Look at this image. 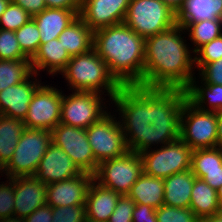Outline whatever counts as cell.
<instances>
[{"label":"cell","mask_w":222,"mask_h":222,"mask_svg":"<svg viewBox=\"0 0 222 222\" xmlns=\"http://www.w3.org/2000/svg\"><path fill=\"white\" fill-rule=\"evenodd\" d=\"M186 99L185 90L179 88L122 85L111 103L119 112L128 150L141 153L179 139L180 114Z\"/></svg>","instance_id":"1"},{"label":"cell","mask_w":222,"mask_h":222,"mask_svg":"<svg viewBox=\"0 0 222 222\" xmlns=\"http://www.w3.org/2000/svg\"><path fill=\"white\" fill-rule=\"evenodd\" d=\"M183 31L176 24L145 39L144 78L139 86L185 90L190 85L195 74V55L182 37Z\"/></svg>","instance_id":"2"},{"label":"cell","mask_w":222,"mask_h":222,"mask_svg":"<svg viewBox=\"0 0 222 222\" xmlns=\"http://www.w3.org/2000/svg\"><path fill=\"white\" fill-rule=\"evenodd\" d=\"M93 49L121 85H139L143 81L145 39L125 23L94 31Z\"/></svg>","instance_id":"3"},{"label":"cell","mask_w":222,"mask_h":222,"mask_svg":"<svg viewBox=\"0 0 222 222\" xmlns=\"http://www.w3.org/2000/svg\"><path fill=\"white\" fill-rule=\"evenodd\" d=\"M60 73L66 79L69 90L97 92L109 96L110 101L122 87L93 48L71 57Z\"/></svg>","instance_id":"4"},{"label":"cell","mask_w":222,"mask_h":222,"mask_svg":"<svg viewBox=\"0 0 222 222\" xmlns=\"http://www.w3.org/2000/svg\"><path fill=\"white\" fill-rule=\"evenodd\" d=\"M124 23L146 39L177 24L176 12L162 0H130Z\"/></svg>","instance_id":"5"},{"label":"cell","mask_w":222,"mask_h":222,"mask_svg":"<svg viewBox=\"0 0 222 222\" xmlns=\"http://www.w3.org/2000/svg\"><path fill=\"white\" fill-rule=\"evenodd\" d=\"M52 143V133L43 129L25 128L14 154L3 168L8 178L34 176L39 162Z\"/></svg>","instance_id":"6"},{"label":"cell","mask_w":222,"mask_h":222,"mask_svg":"<svg viewBox=\"0 0 222 222\" xmlns=\"http://www.w3.org/2000/svg\"><path fill=\"white\" fill-rule=\"evenodd\" d=\"M179 138L192 150L217 147V112L200 110L186 99L180 114Z\"/></svg>","instance_id":"7"},{"label":"cell","mask_w":222,"mask_h":222,"mask_svg":"<svg viewBox=\"0 0 222 222\" xmlns=\"http://www.w3.org/2000/svg\"><path fill=\"white\" fill-rule=\"evenodd\" d=\"M192 149L180 138L158 148L140 153L144 173L165 179L175 173L191 169Z\"/></svg>","instance_id":"8"},{"label":"cell","mask_w":222,"mask_h":222,"mask_svg":"<svg viewBox=\"0 0 222 222\" xmlns=\"http://www.w3.org/2000/svg\"><path fill=\"white\" fill-rule=\"evenodd\" d=\"M143 173L140 153L127 151L122 156L101 162L94 174V180L120 195H127Z\"/></svg>","instance_id":"9"},{"label":"cell","mask_w":222,"mask_h":222,"mask_svg":"<svg viewBox=\"0 0 222 222\" xmlns=\"http://www.w3.org/2000/svg\"><path fill=\"white\" fill-rule=\"evenodd\" d=\"M71 92L65 95L62 91L60 123L86 129L108 113L107 104L103 102L106 98L102 94L92 91Z\"/></svg>","instance_id":"10"},{"label":"cell","mask_w":222,"mask_h":222,"mask_svg":"<svg viewBox=\"0 0 222 222\" xmlns=\"http://www.w3.org/2000/svg\"><path fill=\"white\" fill-rule=\"evenodd\" d=\"M114 116L116 115L108 112L86 128L88 142L98 164L122 156L129 151L119 120L117 121Z\"/></svg>","instance_id":"11"},{"label":"cell","mask_w":222,"mask_h":222,"mask_svg":"<svg viewBox=\"0 0 222 222\" xmlns=\"http://www.w3.org/2000/svg\"><path fill=\"white\" fill-rule=\"evenodd\" d=\"M62 90L41 84L34 92L24 119L25 128L52 131L61 117Z\"/></svg>","instance_id":"12"},{"label":"cell","mask_w":222,"mask_h":222,"mask_svg":"<svg viewBox=\"0 0 222 222\" xmlns=\"http://www.w3.org/2000/svg\"><path fill=\"white\" fill-rule=\"evenodd\" d=\"M52 143L60 147L81 172L94 175L98 168L86 129L59 123L52 131Z\"/></svg>","instance_id":"13"},{"label":"cell","mask_w":222,"mask_h":222,"mask_svg":"<svg viewBox=\"0 0 222 222\" xmlns=\"http://www.w3.org/2000/svg\"><path fill=\"white\" fill-rule=\"evenodd\" d=\"M130 0H81L79 17L94 32L124 23Z\"/></svg>","instance_id":"14"},{"label":"cell","mask_w":222,"mask_h":222,"mask_svg":"<svg viewBox=\"0 0 222 222\" xmlns=\"http://www.w3.org/2000/svg\"><path fill=\"white\" fill-rule=\"evenodd\" d=\"M94 175L82 172L72 177L46 186V204L51 207L86 204L88 188Z\"/></svg>","instance_id":"15"},{"label":"cell","mask_w":222,"mask_h":222,"mask_svg":"<svg viewBox=\"0 0 222 222\" xmlns=\"http://www.w3.org/2000/svg\"><path fill=\"white\" fill-rule=\"evenodd\" d=\"M36 77L38 74L33 72L25 81L0 92V115L24 121L34 92L43 84Z\"/></svg>","instance_id":"16"},{"label":"cell","mask_w":222,"mask_h":222,"mask_svg":"<svg viewBox=\"0 0 222 222\" xmlns=\"http://www.w3.org/2000/svg\"><path fill=\"white\" fill-rule=\"evenodd\" d=\"M81 173L72 159L60 147L51 143L39 162L34 177L47 186L77 177Z\"/></svg>","instance_id":"17"},{"label":"cell","mask_w":222,"mask_h":222,"mask_svg":"<svg viewBox=\"0 0 222 222\" xmlns=\"http://www.w3.org/2000/svg\"><path fill=\"white\" fill-rule=\"evenodd\" d=\"M14 180V216L25 219L46 204V185L34 176H17Z\"/></svg>","instance_id":"18"},{"label":"cell","mask_w":222,"mask_h":222,"mask_svg":"<svg viewBox=\"0 0 222 222\" xmlns=\"http://www.w3.org/2000/svg\"><path fill=\"white\" fill-rule=\"evenodd\" d=\"M120 196L116 191L101 186L93 179L86 196V221L108 222Z\"/></svg>","instance_id":"19"},{"label":"cell","mask_w":222,"mask_h":222,"mask_svg":"<svg viewBox=\"0 0 222 222\" xmlns=\"http://www.w3.org/2000/svg\"><path fill=\"white\" fill-rule=\"evenodd\" d=\"M80 9L46 8L34 15L42 43L57 39L63 30L79 16Z\"/></svg>","instance_id":"20"},{"label":"cell","mask_w":222,"mask_h":222,"mask_svg":"<svg viewBox=\"0 0 222 222\" xmlns=\"http://www.w3.org/2000/svg\"><path fill=\"white\" fill-rule=\"evenodd\" d=\"M71 59L58 39L40 44L38 51L30 59L32 71L40 76L41 71L51 76L59 75ZM39 72V73H38Z\"/></svg>","instance_id":"21"},{"label":"cell","mask_w":222,"mask_h":222,"mask_svg":"<svg viewBox=\"0 0 222 222\" xmlns=\"http://www.w3.org/2000/svg\"><path fill=\"white\" fill-rule=\"evenodd\" d=\"M195 178L196 176L191 169L165 178L164 204L172 207L189 208Z\"/></svg>","instance_id":"22"},{"label":"cell","mask_w":222,"mask_h":222,"mask_svg":"<svg viewBox=\"0 0 222 222\" xmlns=\"http://www.w3.org/2000/svg\"><path fill=\"white\" fill-rule=\"evenodd\" d=\"M176 19L184 29L193 22L222 19V0H186Z\"/></svg>","instance_id":"23"},{"label":"cell","mask_w":222,"mask_h":222,"mask_svg":"<svg viewBox=\"0 0 222 222\" xmlns=\"http://www.w3.org/2000/svg\"><path fill=\"white\" fill-rule=\"evenodd\" d=\"M94 32L78 16L73 23L66 27L58 36V40L70 57L84 54L93 48Z\"/></svg>","instance_id":"24"},{"label":"cell","mask_w":222,"mask_h":222,"mask_svg":"<svg viewBox=\"0 0 222 222\" xmlns=\"http://www.w3.org/2000/svg\"><path fill=\"white\" fill-rule=\"evenodd\" d=\"M199 83V79L194 76L190 85L185 89L187 100L203 111H222V85L202 82V85H199Z\"/></svg>","instance_id":"25"},{"label":"cell","mask_w":222,"mask_h":222,"mask_svg":"<svg viewBox=\"0 0 222 222\" xmlns=\"http://www.w3.org/2000/svg\"><path fill=\"white\" fill-rule=\"evenodd\" d=\"M127 195L137 204L158 209L164 205V179L143 173Z\"/></svg>","instance_id":"26"},{"label":"cell","mask_w":222,"mask_h":222,"mask_svg":"<svg viewBox=\"0 0 222 222\" xmlns=\"http://www.w3.org/2000/svg\"><path fill=\"white\" fill-rule=\"evenodd\" d=\"M189 208L200 220L222 212L216 190L199 178H195Z\"/></svg>","instance_id":"27"},{"label":"cell","mask_w":222,"mask_h":222,"mask_svg":"<svg viewBox=\"0 0 222 222\" xmlns=\"http://www.w3.org/2000/svg\"><path fill=\"white\" fill-rule=\"evenodd\" d=\"M25 129L23 120L0 115V166L9 163Z\"/></svg>","instance_id":"28"},{"label":"cell","mask_w":222,"mask_h":222,"mask_svg":"<svg viewBox=\"0 0 222 222\" xmlns=\"http://www.w3.org/2000/svg\"><path fill=\"white\" fill-rule=\"evenodd\" d=\"M185 30L184 32L188 34L191 43L194 45V48L193 46L191 48L195 53L204 44L222 35V19L193 22Z\"/></svg>","instance_id":"29"},{"label":"cell","mask_w":222,"mask_h":222,"mask_svg":"<svg viewBox=\"0 0 222 222\" xmlns=\"http://www.w3.org/2000/svg\"><path fill=\"white\" fill-rule=\"evenodd\" d=\"M32 73L30 59L0 60V92L25 81Z\"/></svg>","instance_id":"30"},{"label":"cell","mask_w":222,"mask_h":222,"mask_svg":"<svg viewBox=\"0 0 222 222\" xmlns=\"http://www.w3.org/2000/svg\"><path fill=\"white\" fill-rule=\"evenodd\" d=\"M222 147L200 148L192 151V171L221 170Z\"/></svg>","instance_id":"31"},{"label":"cell","mask_w":222,"mask_h":222,"mask_svg":"<svg viewBox=\"0 0 222 222\" xmlns=\"http://www.w3.org/2000/svg\"><path fill=\"white\" fill-rule=\"evenodd\" d=\"M21 50L31 59L41 44L40 33L35 21L31 18L15 31Z\"/></svg>","instance_id":"32"},{"label":"cell","mask_w":222,"mask_h":222,"mask_svg":"<svg viewBox=\"0 0 222 222\" xmlns=\"http://www.w3.org/2000/svg\"><path fill=\"white\" fill-rule=\"evenodd\" d=\"M31 18L32 16L27 11L10 1L0 18V29L16 31Z\"/></svg>","instance_id":"33"},{"label":"cell","mask_w":222,"mask_h":222,"mask_svg":"<svg viewBox=\"0 0 222 222\" xmlns=\"http://www.w3.org/2000/svg\"><path fill=\"white\" fill-rule=\"evenodd\" d=\"M30 59L20 48L15 31L0 29V60Z\"/></svg>","instance_id":"34"},{"label":"cell","mask_w":222,"mask_h":222,"mask_svg":"<svg viewBox=\"0 0 222 222\" xmlns=\"http://www.w3.org/2000/svg\"><path fill=\"white\" fill-rule=\"evenodd\" d=\"M157 222H200L190 208L162 205L156 209Z\"/></svg>","instance_id":"35"},{"label":"cell","mask_w":222,"mask_h":222,"mask_svg":"<svg viewBox=\"0 0 222 222\" xmlns=\"http://www.w3.org/2000/svg\"><path fill=\"white\" fill-rule=\"evenodd\" d=\"M195 68L199 72L206 64L222 58V35L204 44L195 53ZM197 55V56H196Z\"/></svg>","instance_id":"36"},{"label":"cell","mask_w":222,"mask_h":222,"mask_svg":"<svg viewBox=\"0 0 222 222\" xmlns=\"http://www.w3.org/2000/svg\"><path fill=\"white\" fill-rule=\"evenodd\" d=\"M85 205L52 207L51 222H87Z\"/></svg>","instance_id":"37"},{"label":"cell","mask_w":222,"mask_h":222,"mask_svg":"<svg viewBox=\"0 0 222 222\" xmlns=\"http://www.w3.org/2000/svg\"><path fill=\"white\" fill-rule=\"evenodd\" d=\"M5 178L7 182H0V219L14 216V180Z\"/></svg>","instance_id":"38"},{"label":"cell","mask_w":222,"mask_h":222,"mask_svg":"<svg viewBox=\"0 0 222 222\" xmlns=\"http://www.w3.org/2000/svg\"><path fill=\"white\" fill-rule=\"evenodd\" d=\"M135 205L136 203L128 195H121L108 222H132Z\"/></svg>","instance_id":"39"},{"label":"cell","mask_w":222,"mask_h":222,"mask_svg":"<svg viewBox=\"0 0 222 222\" xmlns=\"http://www.w3.org/2000/svg\"><path fill=\"white\" fill-rule=\"evenodd\" d=\"M198 74L203 83L222 85V58L206 64Z\"/></svg>","instance_id":"40"},{"label":"cell","mask_w":222,"mask_h":222,"mask_svg":"<svg viewBox=\"0 0 222 222\" xmlns=\"http://www.w3.org/2000/svg\"><path fill=\"white\" fill-rule=\"evenodd\" d=\"M132 222H157L156 209L145 204L135 205Z\"/></svg>","instance_id":"41"},{"label":"cell","mask_w":222,"mask_h":222,"mask_svg":"<svg viewBox=\"0 0 222 222\" xmlns=\"http://www.w3.org/2000/svg\"><path fill=\"white\" fill-rule=\"evenodd\" d=\"M196 178L206 181L213 189L217 190L222 185V166L221 170L213 171H192Z\"/></svg>","instance_id":"42"},{"label":"cell","mask_w":222,"mask_h":222,"mask_svg":"<svg viewBox=\"0 0 222 222\" xmlns=\"http://www.w3.org/2000/svg\"><path fill=\"white\" fill-rule=\"evenodd\" d=\"M52 217V207L50 205L45 204L44 206L37 208L24 220L25 222H51Z\"/></svg>","instance_id":"43"},{"label":"cell","mask_w":222,"mask_h":222,"mask_svg":"<svg viewBox=\"0 0 222 222\" xmlns=\"http://www.w3.org/2000/svg\"><path fill=\"white\" fill-rule=\"evenodd\" d=\"M11 1L22 7L32 17L47 8L44 0H11Z\"/></svg>","instance_id":"44"},{"label":"cell","mask_w":222,"mask_h":222,"mask_svg":"<svg viewBox=\"0 0 222 222\" xmlns=\"http://www.w3.org/2000/svg\"><path fill=\"white\" fill-rule=\"evenodd\" d=\"M47 8L80 9L81 0H44Z\"/></svg>","instance_id":"45"},{"label":"cell","mask_w":222,"mask_h":222,"mask_svg":"<svg viewBox=\"0 0 222 222\" xmlns=\"http://www.w3.org/2000/svg\"><path fill=\"white\" fill-rule=\"evenodd\" d=\"M162 1L177 13L186 0H162Z\"/></svg>","instance_id":"46"},{"label":"cell","mask_w":222,"mask_h":222,"mask_svg":"<svg viewBox=\"0 0 222 222\" xmlns=\"http://www.w3.org/2000/svg\"><path fill=\"white\" fill-rule=\"evenodd\" d=\"M218 146L222 147V111L217 112Z\"/></svg>","instance_id":"47"},{"label":"cell","mask_w":222,"mask_h":222,"mask_svg":"<svg viewBox=\"0 0 222 222\" xmlns=\"http://www.w3.org/2000/svg\"><path fill=\"white\" fill-rule=\"evenodd\" d=\"M200 222H222V212L210 217L201 219Z\"/></svg>","instance_id":"48"},{"label":"cell","mask_w":222,"mask_h":222,"mask_svg":"<svg viewBox=\"0 0 222 222\" xmlns=\"http://www.w3.org/2000/svg\"><path fill=\"white\" fill-rule=\"evenodd\" d=\"M0 222H25V220L20 217L11 216V217H6V218L0 219Z\"/></svg>","instance_id":"49"},{"label":"cell","mask_w":222,"mask_h":222,"mask_svg":"<svg viewBox=\"0 0 222 222\" xmlns=\"http://www.w3.org/2000/svg\"><path fill=\"white\" fill-rule=\"evenodd\" d=\"M11 0H0V18Z\"/></svg>","instance_id":"50"},{"label":"cell","mask_w":222,"mask_h":222,"mask_svg":"<svg viewBox=\"0 0 222 222\" xmlns=\"http://www.w3.org/2000/svg\"><path fill=\"white\" fill-rule=\"evenodd\" d=\"M217 196H218V201L220 203V206L222 208V185L216 190Z\"/></svg>","instance_id":"51"},{"label":"cell","mask_w":222,"mask_h":222,"mask_svg":"<svg viewBox=\"0 0 222 222\" xmlns=\"http://www.w3.org/2000/svg\"><path fill=\"white\" fill-rule=\"evenodd\" d=\"M1 173H3V169H2V167L0 166V174H1Z\"/></svg>","instance_id":"52"}]
</instances>
